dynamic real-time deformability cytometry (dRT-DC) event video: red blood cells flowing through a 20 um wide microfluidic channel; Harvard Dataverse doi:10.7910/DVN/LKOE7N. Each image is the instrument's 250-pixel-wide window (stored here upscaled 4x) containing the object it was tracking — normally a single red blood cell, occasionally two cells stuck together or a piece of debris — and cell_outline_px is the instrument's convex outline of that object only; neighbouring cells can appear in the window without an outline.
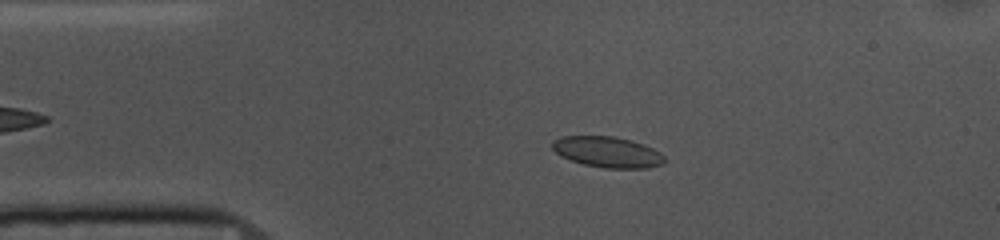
{"species": "common noctule bat (a hibernating species)", "species_latin": "Nyctalus noctula", "temperature_condition": "cold", "stored_images_in_passage": 47, "camera_frame_rate_fps": 3000, "um_per_image_px": 0.085, "animal": {"sex": "female", "body_mass_g": 10.0, "forearm_length_mm": 53.1}, "frame": {"image": 1, "passage_image": 9, "time_ms": 2.667, "image_size_px": [1000, 240], "cell_outline_px": [[664, 164], [648, 168], [604, 168], [584, 164], [560, 156], [552, 148], [552, 140], [560, 136], [616, 136], [632, 140], [644, 144], [660, 152], [664, 156]], "centroid_in_image_um": [51.64, 12.91], "position_along_channel_um": 33.4, "area_um2": 20.29}}
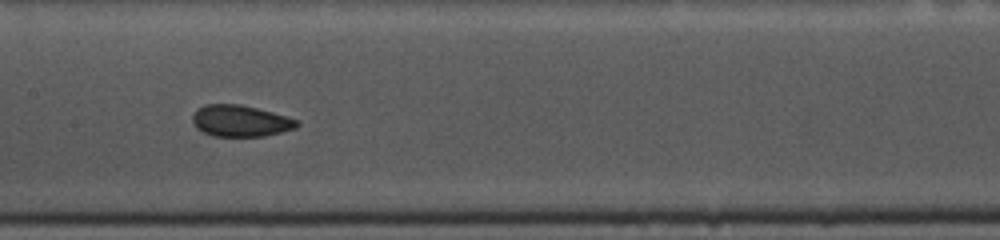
{"frame": {"image": 2, "passage_image": 24, "time_ms": 7.667, "image_size_px": [1000, 240], "cell_outline_px": [[300, 124], [296, 128], [264, 136], [212, 136], [196, 128], [192, 120], [192, 116], [196, 108], [204, 104], [240, 104], [272, 112], [300, 120]], "centroid_in_image_um": [20.42, 10.27], "position_along_channel_um": 187.0, "area_um2": 19.25}}
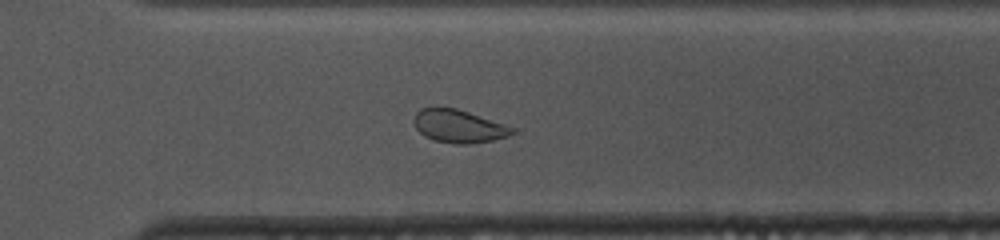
{"frame": {"image": 3, "passage_image": 36, "time_ms": 11.667, "image_size_px": [1000, 240], "cell_outline_px": [[516, 132], [508, 136], [492, 140], [472, 144], [452, 144], [436, 140], [424, 136], [416, 128], [412, 120], [416, 112], [420, 108], [432, 104], [456, 108], [504, 124], [512, 128]], "centroid_in_image_um": [38.9, 10.69], "position_along_channel_um": 331.7, "area_um2": 19.25}, "authors_computed_cell_mechanics": {"area_um2": 19.652, "velocity_mm_per_s": 3.633, "shape_relaxation_time_tau1_ms": 3.3372, "shape_relaxation_time_tau2_ms": 1.9624, "deformation_change_tau1": 0.0806, "deformation_change_tau2": 0.0458}}